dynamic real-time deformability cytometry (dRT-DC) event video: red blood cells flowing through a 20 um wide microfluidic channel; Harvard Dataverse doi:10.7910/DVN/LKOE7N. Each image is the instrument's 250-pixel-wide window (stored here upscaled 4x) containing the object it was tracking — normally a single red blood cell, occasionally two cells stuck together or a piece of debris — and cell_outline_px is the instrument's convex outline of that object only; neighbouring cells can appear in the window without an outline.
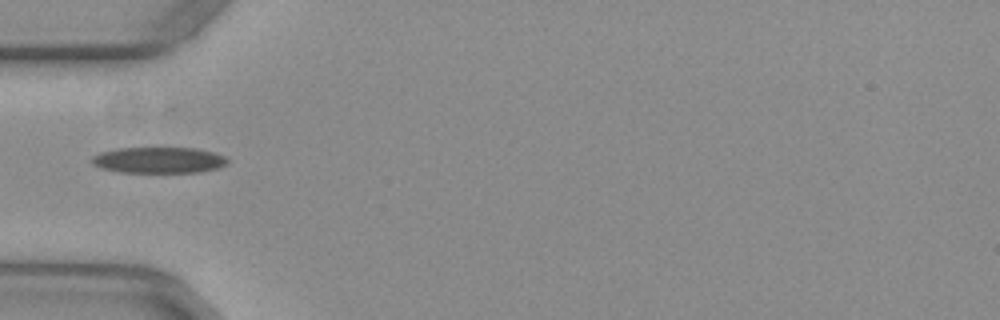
{"species": "common noctule bat (a hibernating species)", "species_latin": "Nyctalus noctula", "temperature_condition": "warm", "stored_images_in_passage": 7, "camera_frame_rate_fps": 3000, "um_per_image_px": 0.085, "animal": {"sex": "female", "body_mass_g": 29.2, "forearm_length_mm": 56.3}, "frame": {"image": 1, "passage_image": 1, "time_ms": 0.0, "image_size_px": [1000, 320], "cell_outline_px": [[228, 160], [224, 164], [216, 168], [200, 172], [120, 172], [100, 168], [92, 164], [92, 156], [100, 152], [120, 148], [196, 148], [212, 152], [224, 156]], "centroid_in_image_um": [13.45, 13.61], "position_along_channel_um": 71.6, "area_um2": 20.4}}
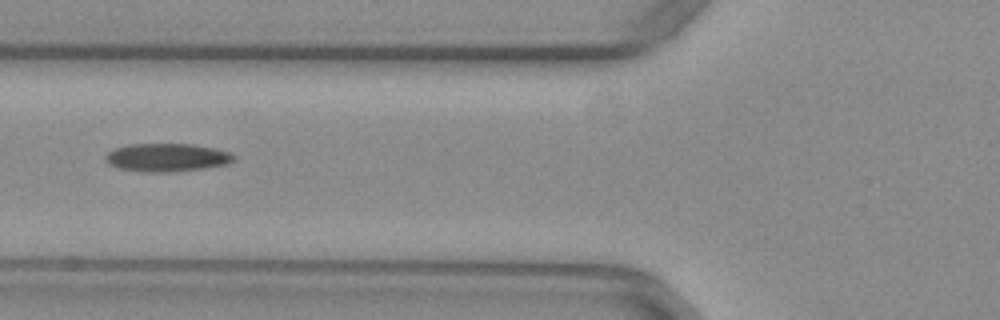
{"frame": {"image": 2, "passage_image": 4, "time_ms": 1.0, "image_size_px": [1000, 320], "cell_outline_px": [[236, 160], [228, 164], [204, 168], [164, 172], [148, 172], [120, 168], [108, 164], [104, 160], [104, 156], [108, 152], [116, 148], [132, 144], [192, 144], [216, 148], [232, 152], [236, 156]], "centroid_in_image_um": [14.24, 13.38], "position_along_channel_um": 111.6, "area_um2": 21.1}}